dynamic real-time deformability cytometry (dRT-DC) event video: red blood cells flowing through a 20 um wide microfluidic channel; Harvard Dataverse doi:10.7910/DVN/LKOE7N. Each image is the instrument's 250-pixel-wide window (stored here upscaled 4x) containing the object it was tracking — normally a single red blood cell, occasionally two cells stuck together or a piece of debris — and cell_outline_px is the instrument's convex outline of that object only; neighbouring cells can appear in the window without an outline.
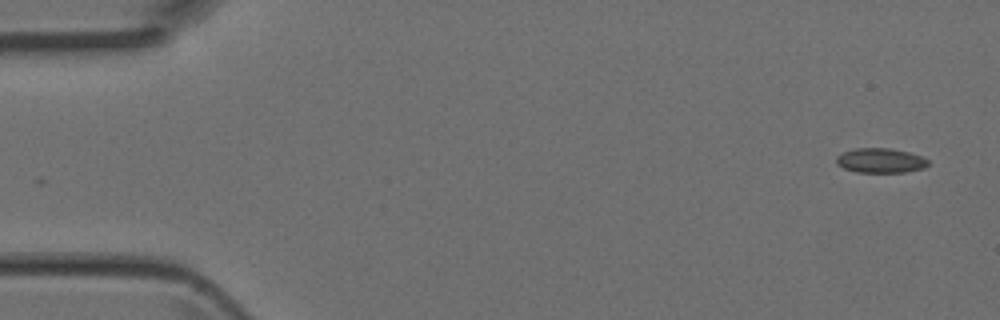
{"species": "Egyptian fruit bat (a non-hibernating species)", "species_latin": "Rousettus aegyptiacus", "temperature_condition": "room temperature", "stored_images_in_passage": 3, "camera_frame_rate_fps": 3000, "um_per_image_px": 0.085, "animal": {"sex": "female"}, "frame": {"image": 1, "passage_image": 1, "time_ms": 0.0, "image_size_px": [1000, 320], "cell_outline_px": [[928, 164], [924, 168], [904, 172], [856, 172], [844, 168], [836, 164], [836, 156], [844, 152], [856, 148], [892, 148], [908, 152], [920, 156], [928, 160]], "centroid_in_image_um": [74.82, 13.64], "position_along_channel_um": 10.2, "area_um2": 13.12}}